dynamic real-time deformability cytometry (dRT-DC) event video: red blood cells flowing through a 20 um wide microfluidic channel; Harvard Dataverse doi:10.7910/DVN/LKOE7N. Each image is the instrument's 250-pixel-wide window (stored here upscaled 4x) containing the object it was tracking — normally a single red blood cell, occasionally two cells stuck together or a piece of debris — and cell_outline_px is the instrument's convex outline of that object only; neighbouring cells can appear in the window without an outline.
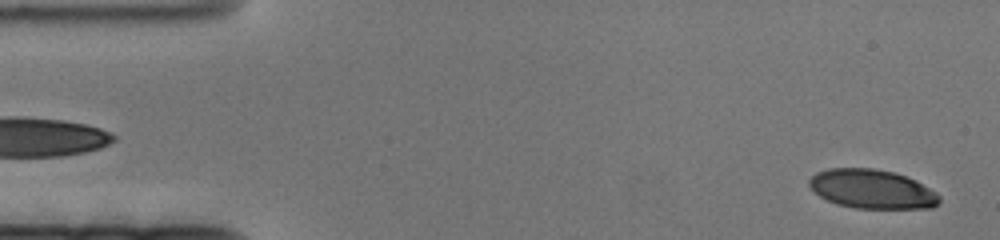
{"species": "human", "species_latin": "Homo sapiens", "temperature_condition": "cold", "stored_images_in_passage": 77, "camera_frame_rate_fps": 3000, "um_per_image_px": 0.085, "donor": {"sex": "female"}, "frame": {"image": 1, "passage_image": 2, "time_ms": 0.333, "image_size_px": [1000, 240], "cell_outline_px": [[940, 204], [932, 208], [856, 208], [836, 204], [820, 196], [808, 184], [808, 180], [816, 172], [828, 168], [872, 168], [892, 172], [916, 180], [936, 192], [940, 196]], "centroid_in_image_um": [74.13, 16.07], "position_along_channel_um": 10.9, "area_um2": 29.59}}
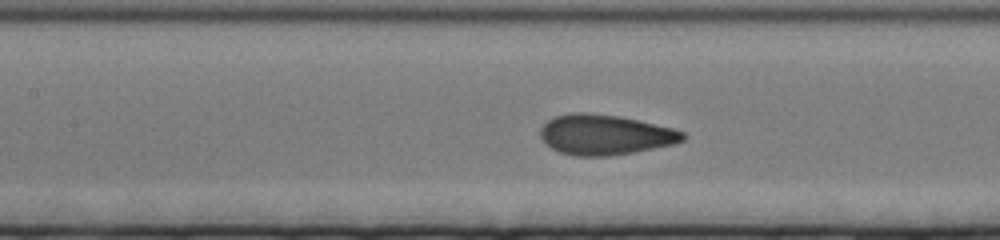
{"frame": {"image": 2, "passage_image": 32, "time_ms": 10.333, "image_size_px": [1000, 240], "cell_outline_px": [[688, 136], [684, 140], [672, 144], [632, 152], [604, 156], [576, 156], [560, 152], [552, 148], [540, 136], [540, 128], [548, 120], [556, 116], [568, 112], [588, 112], [620, 116], [672, 128], [684, 132]], "centroid_in_image_um": [51.41, 11.43], "position_along_channel_um": 156.0, "area_um2": 33.18}}
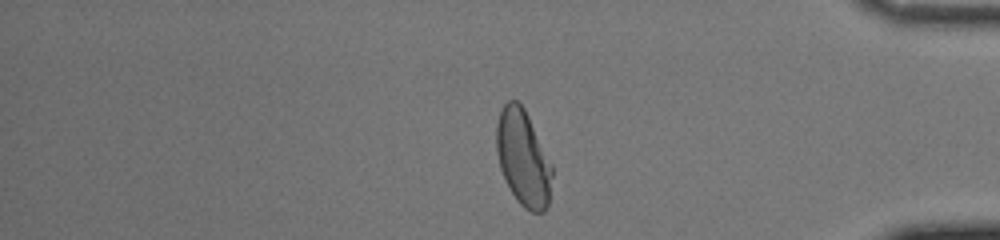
{"frame": {"image": 3, "passage_image": 63, "time_ms": 20.667, "image_size_px": [1000, 240], "cell_outline_px": [[552, 176], [548, 204], [544, 212], [532, 212], [524, 208], [516, 200], [504, 180], [500, 168], [496, 152], [496, 124], [500, 112], [504, 104], [508, 100], [516, 100], [524, 108], [552, 164]], "centroid_in_image_um": [44.45, 13.45], "position_along_channel_um": 390.8, "area_um2": 31.15}}